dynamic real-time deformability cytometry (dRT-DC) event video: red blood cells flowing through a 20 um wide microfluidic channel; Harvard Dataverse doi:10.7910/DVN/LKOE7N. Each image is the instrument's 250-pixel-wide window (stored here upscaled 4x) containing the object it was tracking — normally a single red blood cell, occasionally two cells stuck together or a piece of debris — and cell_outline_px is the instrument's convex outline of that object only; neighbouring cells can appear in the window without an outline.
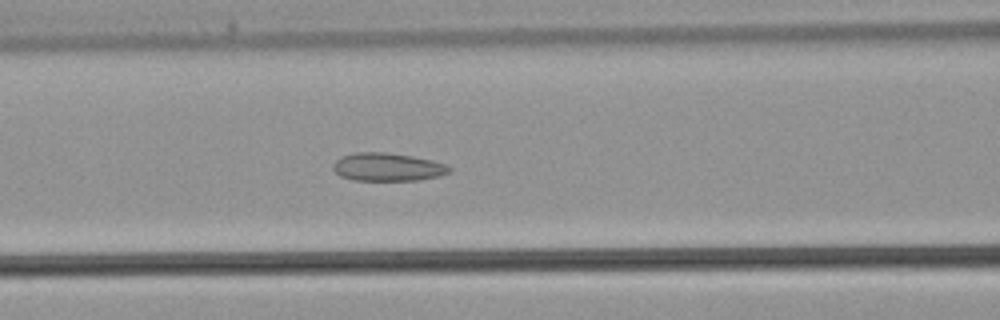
{"species": "common noctule bat (a hibernating species)", "species_latin": "Nyctalus noctula", "temperature_condition": "warm", "stored_images_in_passage": 42, "camera_frame_rate_fps": 3000, "um_per_image_px": 0.085, "animal": {"sex": "male", "body_mass_g": 21.5, "forearm_length_mm": 52.0}, "frame": {"image": 1, "passage_image": 16, "time_ms": 5.0, "image_size_px": [1000, 320], "cell_outline_px": [[452, 172], [440, 176], [416, 180], [352, 180], [340, 176], [332, 168], [332, 164], [340, 156], [356, 152], [384, 152], [412, 156], [432, 160], [444, 164], [452, 168]], "centroid_in_image_um": [32.93, 14.19], "position_along_channel_um": 133.7, "area_um2": 19.13}}
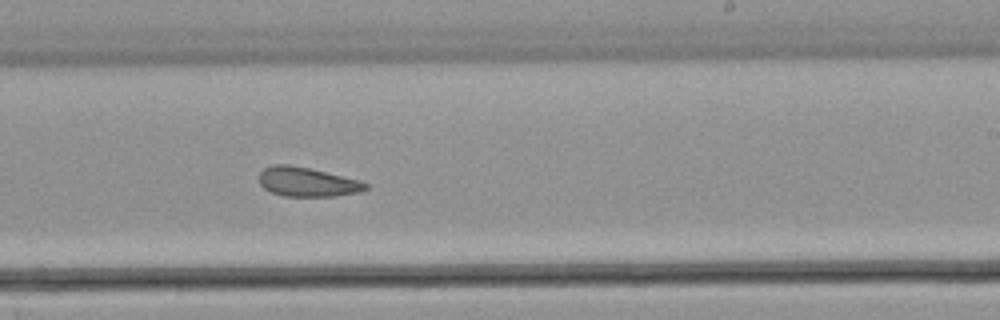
{"frame": {"image": 2, "passage_image": 24, "time_ms": 7.667, "image_size_px": [1000, 320], "cell_outline_px": [[368, 188], [360, 192], [336, 196], [284, 196], [272, 192], [264, 188], [260, 184], [260, 172], [264, 168], [272, 164], [288, 164], [308, 168], [360, 180], [368, 184]], "centroid_in_image_um": [26.12, 15.46], "position_along_channel_um": 262.9, "area_um2": 18.09}}
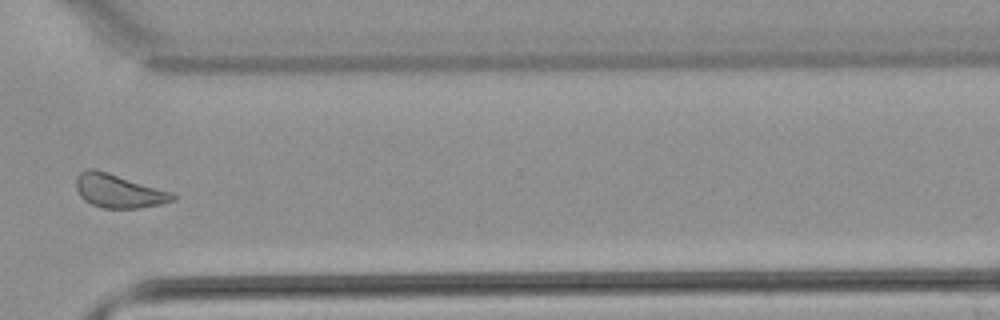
{"frame": {"image": 3, "passage_image": 30, "time_ms": 9.667, "image_size_px": [1000, 320], "cell_outline_px": [[176, 200], [160, 204], [140, 208], [104, 208], [92, 204], [84, 200], [80, 196], [76, 188], [76, 176], [80, 172], [88, 168], [96, 168], [172, 192], [176, 196]], "centroid_in_image_um": [10.07, 16.22], "position_along_channel_um": 360.5, "area_um2": 19.02}}